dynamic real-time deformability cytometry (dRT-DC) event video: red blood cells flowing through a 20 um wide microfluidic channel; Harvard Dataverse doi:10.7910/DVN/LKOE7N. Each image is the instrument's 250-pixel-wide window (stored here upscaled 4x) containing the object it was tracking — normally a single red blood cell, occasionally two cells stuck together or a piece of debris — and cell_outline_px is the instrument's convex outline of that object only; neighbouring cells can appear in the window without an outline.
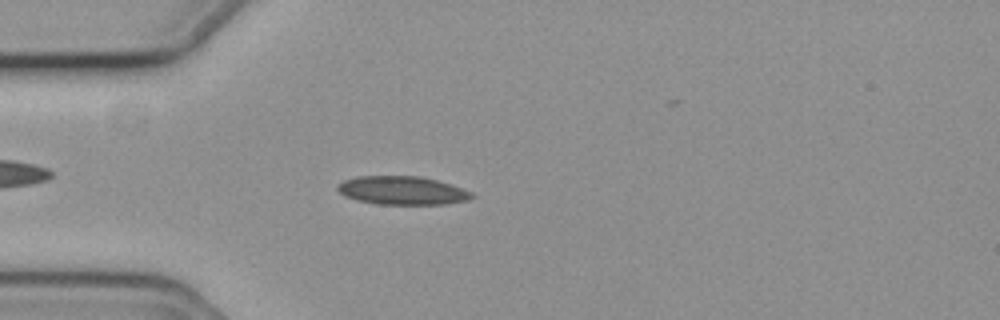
{"species": "common noctule bat (a hibernating species)", "species_latin": "Nyctalus noctula", "temperature_condition": "cold", "stored_images_in_passage": 12, "camera_frame_rate_fps": 3000, "um_per_image_px": 0.085, "animal": {"sex": "female", "body_mass_g": 19.3, "forearm_length_mm": 54.1}, "frame": {"image": 1, "passage_image": 8, "time_ms": 2.333, "image_size_px": [1000, 320], "cell_outline_px": [[476, 196], [468, 200], [448, 204], [376, 204], [356, 200], [344, 196], [336, 188], [336, 184], [344, 180], [356, 176], [420, 176], [452, 184], [472, 192]], "centroid_in_image_um": [34.19, 16.19], "position_along_channel_um": 50.8, "area_um2": 22.48}}